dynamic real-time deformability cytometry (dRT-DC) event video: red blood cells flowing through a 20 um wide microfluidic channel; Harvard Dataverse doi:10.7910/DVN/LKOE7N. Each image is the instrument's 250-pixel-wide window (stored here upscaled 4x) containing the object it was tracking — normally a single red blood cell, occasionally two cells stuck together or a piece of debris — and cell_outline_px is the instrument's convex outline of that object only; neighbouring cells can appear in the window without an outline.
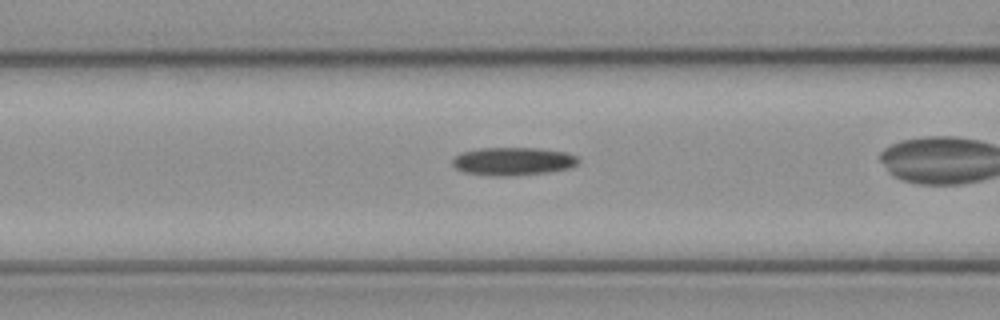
{"species": "common noctule bat (a hibernating species)", "species_latin": "Nyctalus noctula", "temperature_condition": "cold", "stored_images_in_passage": 19, "camera_frame_rate_fps": 3000, "um_per_image_px": 0.085, "animal": {"sex": "female", "body_mass_g": 21.9}, "frame": {"image": 1, "passage_image": 17, "time_ms": 5.333, "image_size_px": [1000, 320], "cell_outline_px": [[580, 164], [572, 168], [548, 172], [512, 176], [492, 176], [464, 172], [456, 168], [452, 164], [452, 160], [460, 152], [480, 148], [536, 148], [564, 152], [576, 156], [580, 160]], "centroid_in_image_um": [43.63, 13.72], "position_along_channel_um": 123.0, "area_um2": 20.75}}